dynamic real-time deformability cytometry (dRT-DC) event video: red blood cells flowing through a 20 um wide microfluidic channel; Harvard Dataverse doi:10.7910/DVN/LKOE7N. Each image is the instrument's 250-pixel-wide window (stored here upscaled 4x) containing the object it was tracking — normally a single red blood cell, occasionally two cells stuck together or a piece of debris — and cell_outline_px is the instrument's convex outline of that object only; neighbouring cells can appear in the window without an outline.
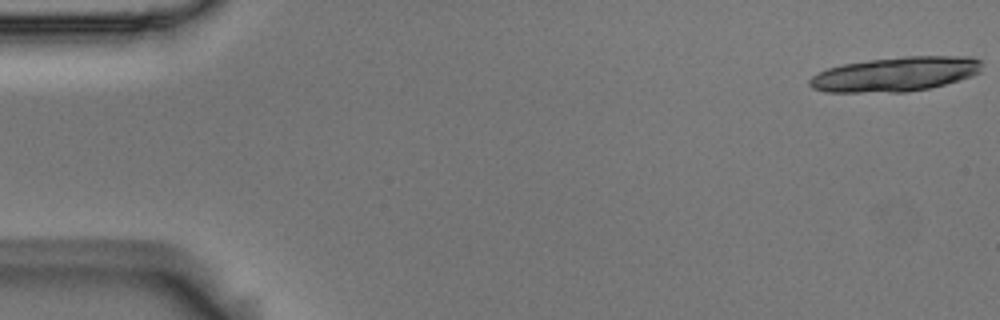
{"species": "Egyptian fruit bat (a non-hibernating species)", "species_latin": "Rousettus aegyptiacus", "temperature_condition": "room temperature", "stored_images_in_passage": 18, "camera_frame_rate_fps": 3000, "um_per_image_px": 0.085, "animal": {"sex": "male"}, "frame": {"image": 1, "passage_image": 1, "time_ms": 0.0, "image_size_px": [1000, 320], "cell_outline_px": [[984, 60], [980, 72], [972, 76], [960, 80], [928, 88], [908, 92], [824, 92], [812, 88], [808, 84], [808, 80], [812, 76], [828, 68], [844, 64], [868, 60], [904, 56], [972, 56]], "centroid_in_image_um": [76.15, 6.3], "position_along_channel_um": 8.8, "area_um2": 34.91}}